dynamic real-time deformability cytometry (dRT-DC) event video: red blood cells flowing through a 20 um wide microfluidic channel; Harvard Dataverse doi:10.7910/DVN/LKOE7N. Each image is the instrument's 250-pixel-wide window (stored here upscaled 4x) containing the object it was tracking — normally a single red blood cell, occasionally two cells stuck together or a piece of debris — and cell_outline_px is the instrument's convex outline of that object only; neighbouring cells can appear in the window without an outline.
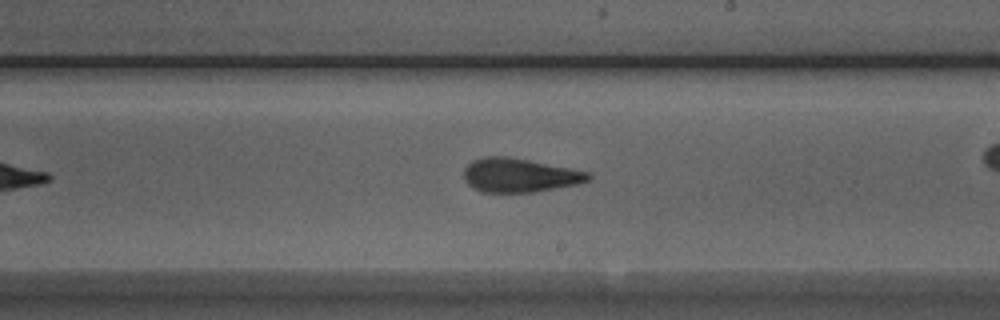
{"species": "Egyptian fruit bat (a non-hibernating species)", "species_latin": "Rousettus aegyptiacus", "temperature_condition": "room temperature", "stored_images_in_passage": 32, "camera_frame_rate_fps": 3000, "um_per_image_px": 0.085, "animal": {"sex": "male"}, "frame": {"image": 1, "passage_image": 19, "time_ms": 6.0, "image_size_px": [1000, 320], "cell_outline_px": [[592, 176], [588, 180], [576, 184], [532, 192], [480, 192], [472, 188], [464, 180], [464, 168], [472, 160], [484, 156], [508, 156], [588, 172]], "centroid_in_image_um": [44.08, 14.89], "position_along_channel_um": 244.9, "area_um2": 24.39}}